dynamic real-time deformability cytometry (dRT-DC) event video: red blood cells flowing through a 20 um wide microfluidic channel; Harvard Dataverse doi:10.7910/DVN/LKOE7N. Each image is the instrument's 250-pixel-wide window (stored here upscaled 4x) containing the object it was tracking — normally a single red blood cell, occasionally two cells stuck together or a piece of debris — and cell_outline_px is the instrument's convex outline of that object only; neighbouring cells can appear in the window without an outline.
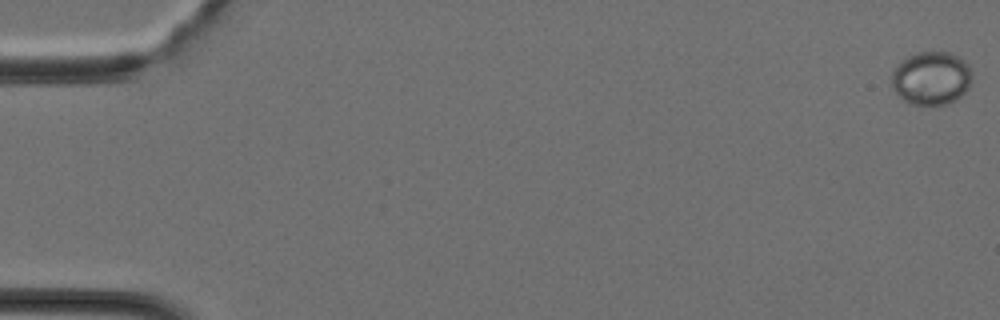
{"species": "Egyptian fruit bat (a non-hibernating species)", "species_latin": "Rousettus aegyptiacus", "temperature_condition": "cold", "stored_images_in_passage": 42, "camera_frame_rate_fps": 3000, "um_per_image_px": 0.085, "animal": {"sex": "female"}, "frame": {"image": 1, "passage_image": 1, "time_ms": 0.0, "image_size_px": [1000, 320], "cell_outline_px": [[972, 80], [968, 88], [956, 100], [944, 104], [908, 104], [892, 88], [892, 72], [896, 64], [908, 56], [916, 52], [948, 52], [960, 56], [968, 64], [972, 72]], "centroid_in_image_um": [79.17, 6.62], "position_along_channel_um": 5.8, "area_um2": 25.14}}
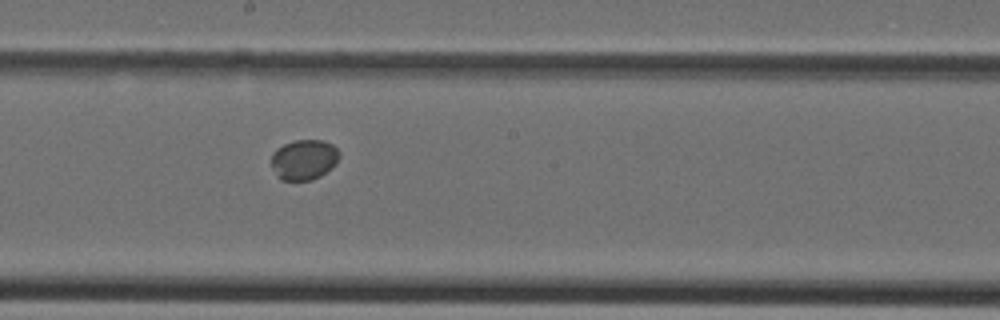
{"frame": {"image": 2, "passage_image": 24, "time_ms": 7.667, "image_size_px": [1000, 320], "cell_outline_px": [[340, 156], [336, 164], [332, 168], [320, 176], [312, 180], [280, 180], [276, 176], [272, 168], [272, 152], [276, 148], [284, 144], [296, 140], [324, 140], [332, 144], [340, 152]], "centroid_in_image_um": [25.84, 13.57], "position_along_channel_um": 222.4, "area_um2": 16.18}}
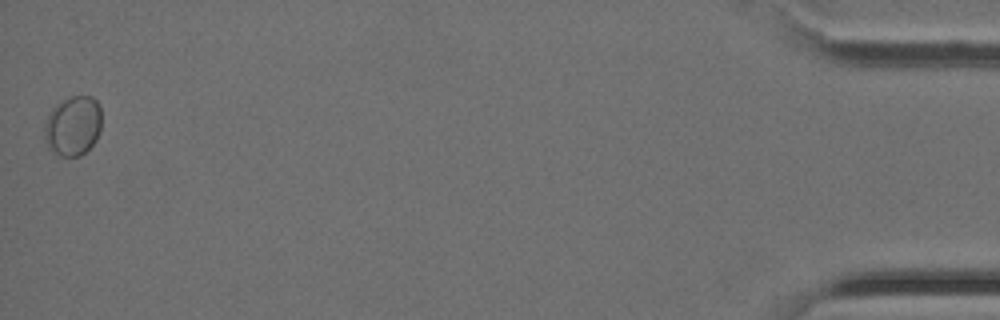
{"frame": {"image": 3, "passage_image": 42, "time_ms": 13.667, "image_size_px": [1000, 320], "cell_outline_px": [[100, 132], [96, 140], [80, 156], [60, 156], [48, 148], [44, 140], [44, 128], [48, 116], [52, 108], [56, 104], [72, 96], [92, 96], [100, 104]], "centroid_in_image_um": [6.2, 10.7], "position_along_channel_um": 429.0, "area_um2": 19.88}}